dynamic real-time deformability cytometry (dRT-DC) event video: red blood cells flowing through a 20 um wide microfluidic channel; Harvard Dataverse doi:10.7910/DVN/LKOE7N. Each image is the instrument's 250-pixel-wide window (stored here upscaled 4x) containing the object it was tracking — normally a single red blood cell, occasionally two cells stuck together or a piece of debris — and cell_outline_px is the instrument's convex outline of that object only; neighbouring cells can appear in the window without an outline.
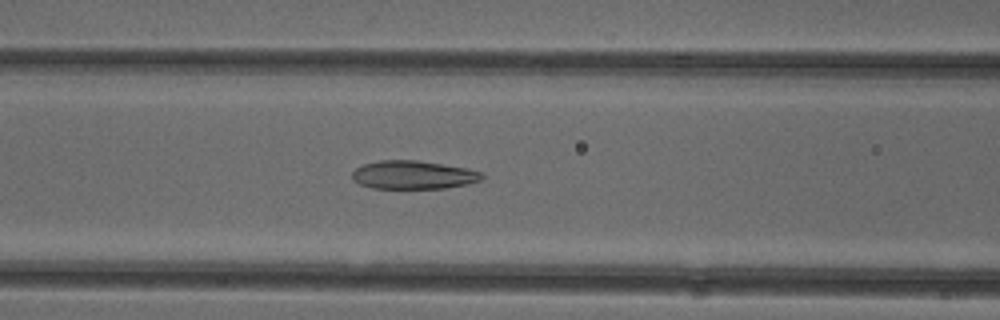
{"species": "common noctule bat (a hibernating species)", "species_latin": "Nyctalus noctula", "temperature_condition": "cold", "stored_images_in_passage": 51, "camera_frame_rate_fps": 3000, "um_per_image_px": 0.085, "animal": {"sex": "female"}, "frame": {"image": 1, "passage_image": 21, "time_ms": 6.667, "image_size_px": [1000, 320], "cell_outline_px": [[484, 176], [480, 180], [468, 184], [444, 188], [372, 188], [360, 184], [352, 180], [352, 172], [356, 168], [364, 164], [380, 160], [416, 160], [468, 168], [484, 172]], "centroid_in_image_um": [35.14, 14.86], "position_along_channel_um": 131.5, "area_um2": 21.5}}
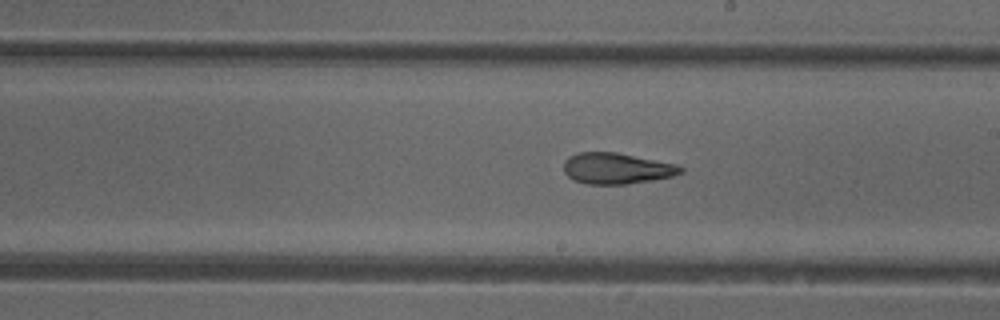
{"frame": {"image": 2, "passage_image": 29, "time_ms": 9.333, "image_size_px": [1000, 320], "cell_outline_px": [[684, 172], [672, 176], [652, 180], [624, 184], [588, 184], [572, 180], [564, 172], [564, 160], [568, 156], [576, 152], [616, 152], [676, 164], [684, 168]], "centroid_in_image_um": [52.38, 14.31], "position_along_channel_um": 236.6, "area_um2": 21.21}}
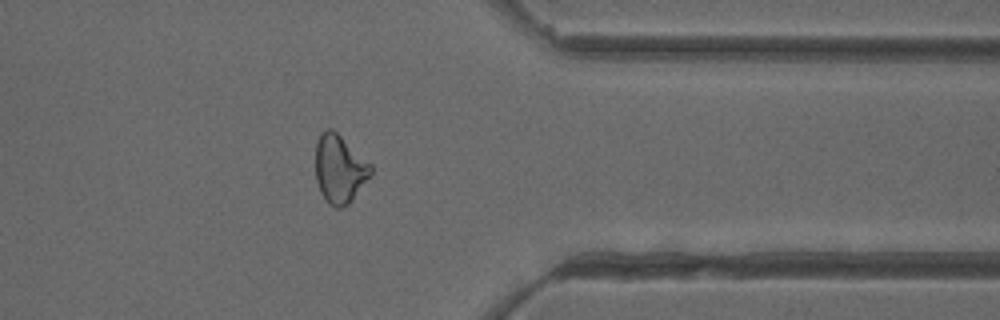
{"frame": {"image": 3, "passage_image": 41, "time_ms": 13.333, "image_size_px": [1000, 320], "cell_outline_px": [[372, 172], [352, 200], [348, 204], [340, 208], [336, 208], [328, 204], [320, 192], [316, 180], [316, 140], [320, 132], [324, 128], [332, 128], [372, 164]], "centroid_in_image_um": [28.84, 14.34], "position_along_channel_um": 382.6, "area_um2": 22.08}, "authors_computed_cell_mechanics": {"area_um2": 23.0622, "velocity_mm_per_s": 3.9372, "shape_relaxation_time_tau1_ms": null, "shape_relaxation_time_tau2_ms": 2.3639, "deformation_change_tau1": null, "deformation_change_tau2": 0.1106}}